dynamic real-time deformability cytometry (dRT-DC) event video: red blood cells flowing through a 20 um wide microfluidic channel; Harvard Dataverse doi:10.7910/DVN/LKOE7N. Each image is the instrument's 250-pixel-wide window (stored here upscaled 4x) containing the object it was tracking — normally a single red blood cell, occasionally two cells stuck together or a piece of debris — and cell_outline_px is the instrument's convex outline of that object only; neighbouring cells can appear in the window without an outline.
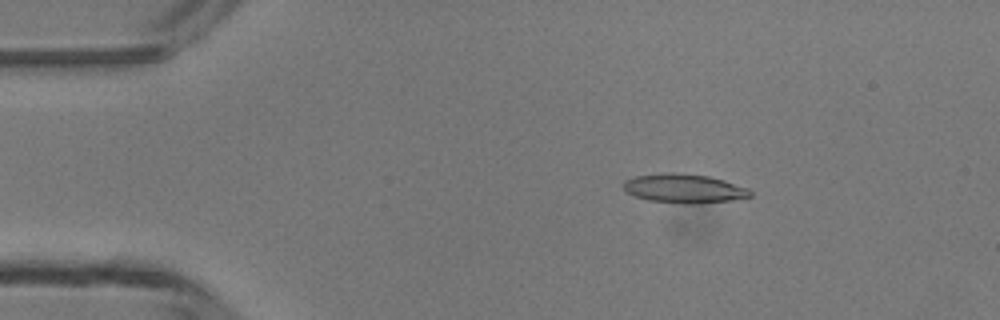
{"species": "common noctule bat (a hibernating species)", "species_latin": "Nyctalus noctula", "temperature_condition": "room temperature", "stored_images_in_passage": 5, "camera_frame_rate_fps": 3000, "um_per_image_px": 0.085, "animal": {"sex": "male", "body_mass_g": 13.3}, "frame": {"image": 1, "passage_image": 3, "time_ms": 2.333, "image_size_px": [1000, 320], "cell_outline_px": [[752, 196], [732, 200], [692, 204], [684, 204], [648, 200], [636, 196], [628, 192], [624, 188], [624, 180], [636, 176], [668, 172], [672, 172], [708, 176], [724, 180], [748, 188], [752, 192]], "centroid_in_image_um": [58.17, 16.02], "position_along_channel_um": 26.8, "area_um2": 21.33}}